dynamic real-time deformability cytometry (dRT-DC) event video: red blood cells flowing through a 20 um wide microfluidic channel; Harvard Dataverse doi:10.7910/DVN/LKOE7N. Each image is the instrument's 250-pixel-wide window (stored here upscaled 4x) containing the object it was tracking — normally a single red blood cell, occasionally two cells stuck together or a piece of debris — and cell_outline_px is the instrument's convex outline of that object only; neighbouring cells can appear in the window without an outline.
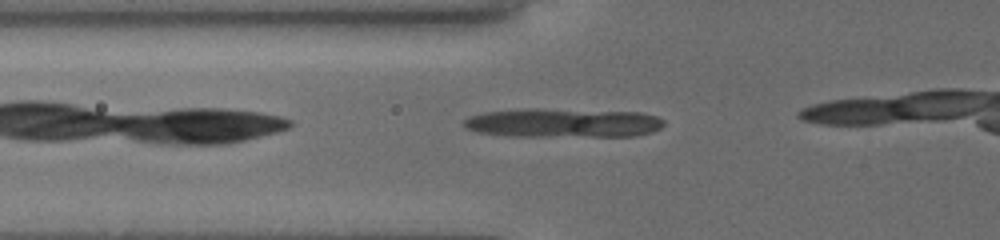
{"species": "common noctule bat (a hibernating species)", "species_latin": "Nyctalus noctula", "temperature_condition": "cold", "stored_images_in_passage": 5, "camera_frame_rate_fps": 3000, "um_per_image_px": 0.085, "animal": {"sex": "female", "body_mass_g": 19.5, "forearm_length_mm": 54.1}, "frame": {"image": 1, "passage_image": 3, "time_ms": 1.667, "image_size_px": [1000, 240], "cell_outline_px": [[664, 124], [660, 128], [652, 132], [632, 136], [504, 136], [476, 132], [468, 128], [464, 124], [464, 120], [468, 116], [484, 112], [520, 108], [540, 108], [640, 112], [656, 116], [664, 120]], "centroid_in_image_um": [47.83, 10.44], "position_along_channel_um": 78.0, "area_um2": 34.28}}